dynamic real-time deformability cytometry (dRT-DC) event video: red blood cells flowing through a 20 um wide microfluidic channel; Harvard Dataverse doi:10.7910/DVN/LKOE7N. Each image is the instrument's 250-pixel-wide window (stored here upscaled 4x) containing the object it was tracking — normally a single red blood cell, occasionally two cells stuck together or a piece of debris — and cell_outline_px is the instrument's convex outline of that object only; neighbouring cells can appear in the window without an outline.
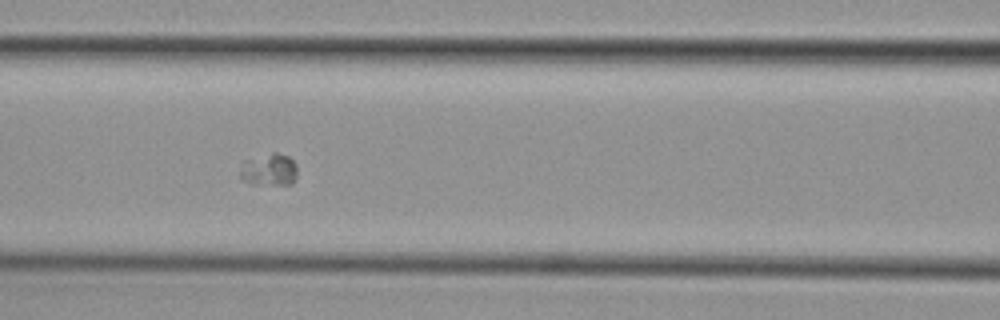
{"species": "common noctule bat (a hibernating species)", "species_latin": "Nyctalus noctula", "temperature_condition": "cold", "stored_images_in_passage": 38, "camera_frame_rate_fps": 3000, "um_per_image_px": 0.085, "animal": {"sex": "female", "body_mass_g": 29.2, "forearm_length_mm": 56.3}, "frame": {"image": 1, "passage_image": 7, "time_ms": 2.0, "image_size_px": [1000, 320], "cell_outline_px": [[296, 180], [292, 184], [248, 184], [240, 176], [240, 172], [244, 160], [272, 152], [276, 152], [288, 156], [296, 164]], "centroid_in_image_um": [22.88, 14.42], "position_along_channel_um": 143.7, "area_um2": 10.81}}
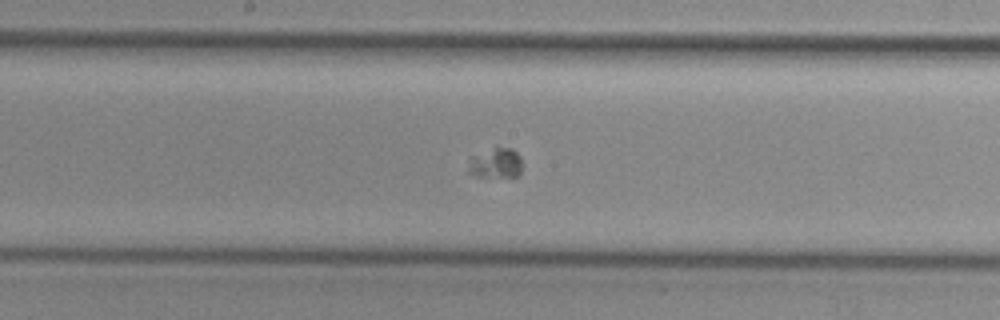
{"frame": {"image": 2, "passage_image": 12, "time_ms": 3.667, "image_size_px": [1000, 320], "cell_outline_px": [[520, 176], [476, 176], [468, 172], [468, 156], [496, 144], [512, 148], [520, 156]], "centroid_in_image_um": [42.07, 13.78], "position_along_channel_um": 206.1, "area_um2": 10.0}}
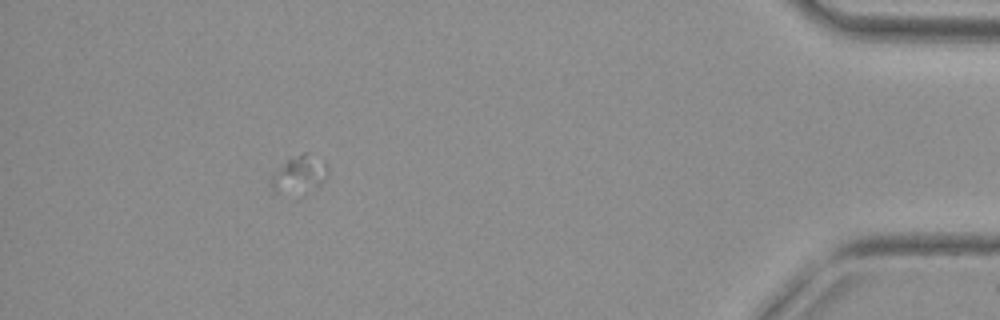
{"frame": {"image": 3, "passage_image": 33, "time_ms": 10.667, "image_size_px": [1000, 320], "cell_outline_px": [[328, 172], [324, 180], [320, 184], [312, 188], [276, 192], [272, 188], [272, 176], [288, 156], [304, 152], [308, 152], [328, 164]], "centroid_in_image_um": [25.47, 14.7], "position_along_channel_um": 409.7, "area_um2": 11.79}}